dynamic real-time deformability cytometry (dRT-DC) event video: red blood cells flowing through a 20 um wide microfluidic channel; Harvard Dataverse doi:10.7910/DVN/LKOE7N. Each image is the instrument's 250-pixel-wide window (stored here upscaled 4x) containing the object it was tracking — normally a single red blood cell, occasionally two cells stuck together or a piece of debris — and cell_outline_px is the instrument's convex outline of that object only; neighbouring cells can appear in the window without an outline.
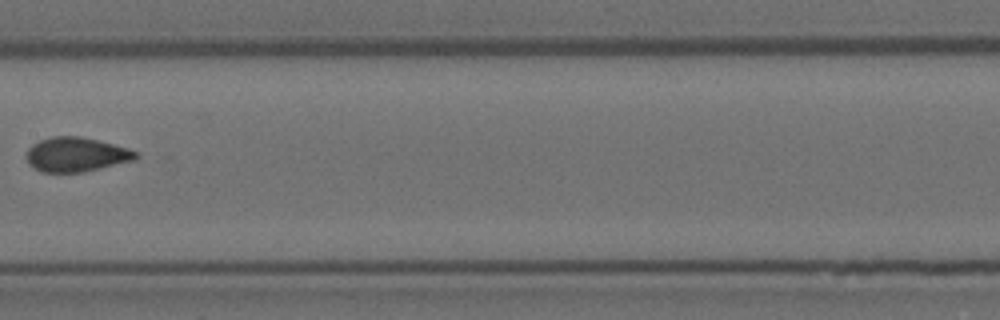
{"species": "Egyptian fruit bat (a non-hibernating species)", "species_latin": "Rousettus aegyptiacus", "temperature_condition": "room temperature", "stored_images_in_passage": 7, "camera_frame_rate_fps": 3000, "um_per_image_px": 0.085, "animal": {"sex": "female"}, "frame": {"image": 1, "passage_image": 6, "time_ms": 1.667, "image_size_px": [1000, 320], "cell_outline_px": [[140, 156], [132, 160], [84, 172], [44, 172], [28, 164], [28, 148], [32, 144], [40, 140], [52, 136], [80, 136], [128, 148], [136, 152]], "centroid_in_image_um": [6.46, 13.13], "position_along_channel_um": 200.9, "area_um2": 21.56}}
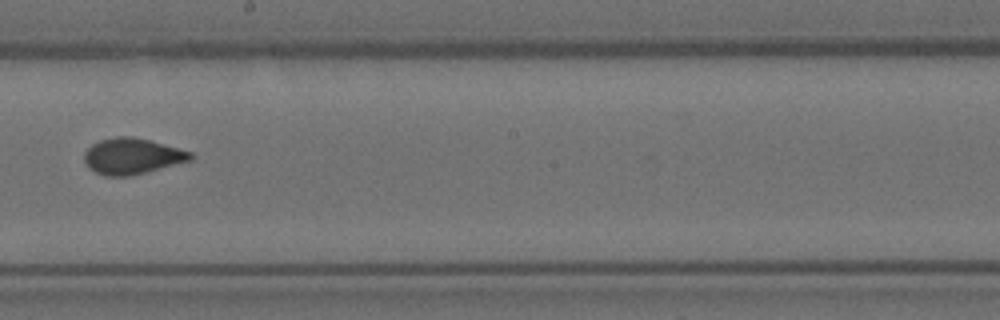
{"frame": {"image": 2, "passage_image": 7, "time_ms": 2.0, "image_size_px": [1000, 320], "cell_outline_px": [[196, 156], [192, 160], [128, 176], [104, 176], [88, 168], [84, 160], [84, 152], [92, 144], [100, 140], [116, 136], [132, 136], [148, 140], [192, 152]], "centroid_in_image_um": [11.21, 13.27], "position_along_channel_um": 237.0, "area_um2": 22.14}}